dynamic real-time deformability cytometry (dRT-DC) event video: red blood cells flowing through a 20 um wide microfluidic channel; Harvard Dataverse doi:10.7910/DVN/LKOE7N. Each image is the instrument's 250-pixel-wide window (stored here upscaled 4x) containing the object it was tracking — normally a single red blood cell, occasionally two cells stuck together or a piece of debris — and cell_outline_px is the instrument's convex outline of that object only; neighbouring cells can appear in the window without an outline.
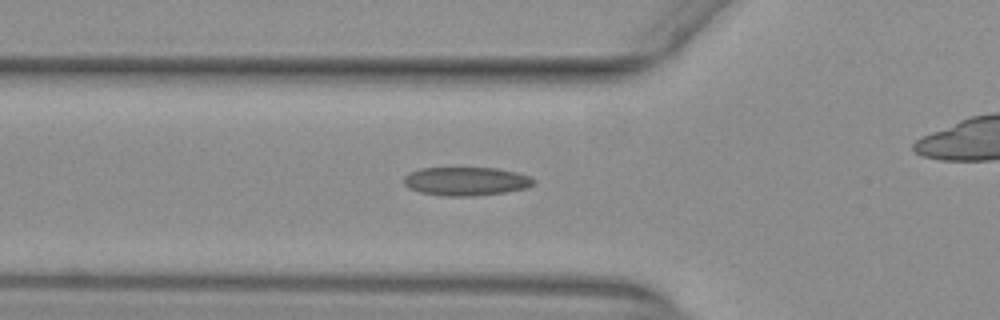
{"species": "common noctule bat (a hibernating species)", "species_latin": "Nyctalus noctula", "temperature_condition": "warm", "stored_images_in_passage": 36, "camera_frame_rate_fps": 3000, "um_per_image_px": 0.085, "animal": {"sex": "female", "body_mass_g": 29.2, "forearm_length_mm": 56.3}, "frame": {"image": 1, "passage_image": 9, "time_ms": 2.667, "image_size_px": [1000, 320], "cell_outline_px": [[536, 180], [528, 188], [504, 192], [472, 196], [440, 196], [420, 192], [408, 188], [404, 184], [404, 176], [408, 172], [420, 168], [496, 168], [516, 172], [532, 176]], "centroid_in_image_um": [39.6, 15.41], "position_along_channel_um": 86.2, "area_um2": 21.79}}
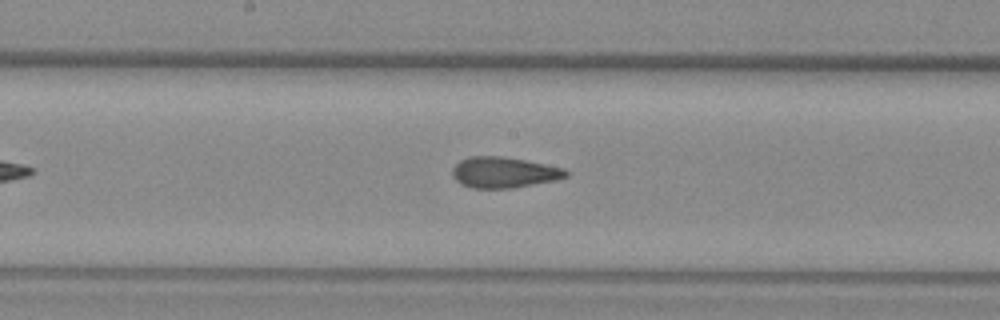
{"frame": {"image": 2, "passage_image": 18, "time_ms": 5.667, "image_size_px": [1000, 320], "cell_outline_px": [[568, 176], [556, 180], [512, 188], [472, 188], [460, 184], [452, 176], [452, 168], [460, 160], [468, 156], [500, 156], [524, 160], [564, 168], [568, 172]], "centroid_in_image_um": [42.8, 14.65], "position_along_channel_um": 205.4, "area_um2": 20.4}}
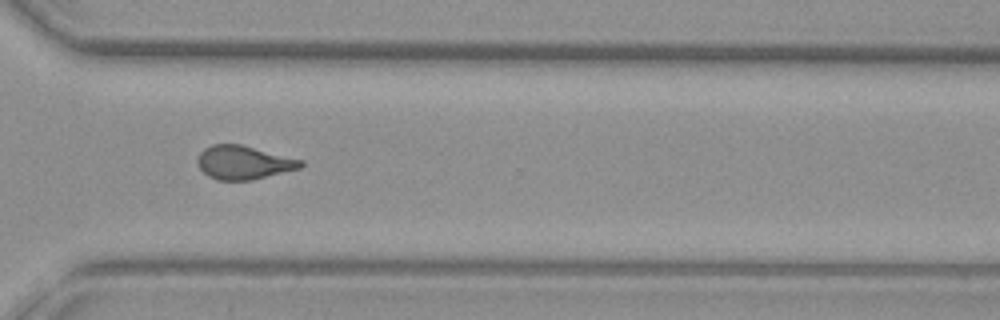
{"frame": {"image": 3, "passage_image": 29, "time_ms": 9.333, "image_size_px": [1000, 320], "cell_outline_px": [[304, 164], [300, 168], [252, 180], [216, 180], [208, 176], [200, 168], [196, 160], [200, 152], [204, 148], [212, 144], [240, 144], [304, 160]], "centroid_in_image_um": [20.7, 13.81], "position_along_channel_um": 349.9, "area_um2": 20.23}, "authors_computed_cell_mechanics": {"area_um2": 20.6924, "velocity_mm_per_s": 3.9488, "shape_relaxation_time_tau1_ms": null, "shape_relaxation_time_tau2_ms": 1.7753, "deformation_change_tau1": null, "deformation_change_tau2": 0.1077}}